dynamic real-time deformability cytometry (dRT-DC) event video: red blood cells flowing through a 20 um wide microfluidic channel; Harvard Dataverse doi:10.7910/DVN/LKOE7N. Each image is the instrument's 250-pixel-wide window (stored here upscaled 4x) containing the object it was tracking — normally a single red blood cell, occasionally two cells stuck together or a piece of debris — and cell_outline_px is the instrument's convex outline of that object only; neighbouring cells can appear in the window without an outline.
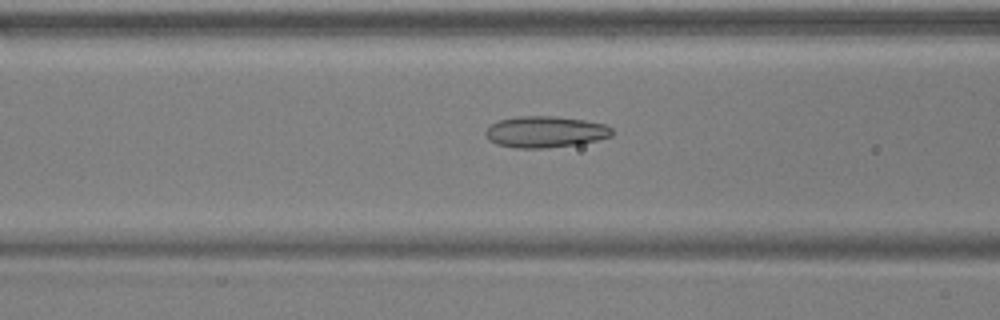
{"species": "common noctule bat (a hibernating species)", "species_latin": "Nyctalus noctula", "temperature_condition": "warm", "stored_images_in_passage": 54, "camera_frame_rate_fps": 3000, "um_per_image_px": 0.085, "animal": {"sex": "male", "body_mass_g": 17.9, "forearm_length_mm": 54.2}, "frame": {"image": 1, "passage_image": 22, "time_ms": 7.0, "image_size_px": [1000, 320], "cell_outline_px": [[612, 136], [580, 144], [548, 148], [516, 148], [496, 144], [488, 140], [484, 132], [492, 124], [500, 120], [520, 116], [556, 116], [584, 120], [604, 124], [612, 128]], "centroid_in_image_um": [46.35, 11.21], "position_along_channel_um": 120.3, "area_um2": 23.12}}
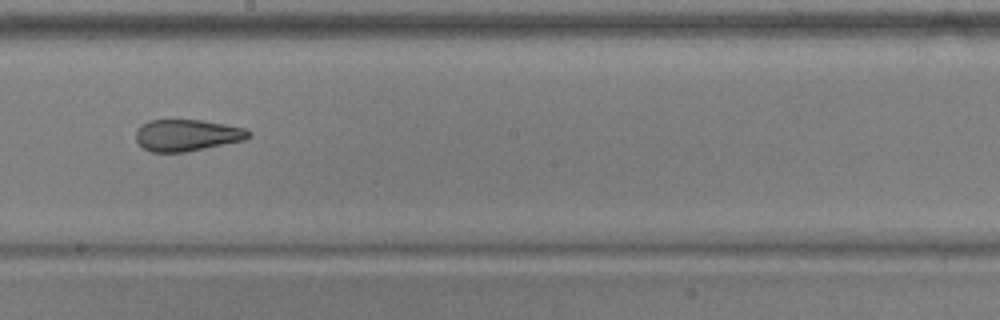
{"frame": {"image": 2, "passage_image": 31, "time_ms": 10.0, "image_size_px": [1000, 320], "cell_outline_px": [[252, 136], [244, 140], [184, 152], [152, 152], [144, 148], [136, 140], [136, 132], [148, 120], [200, 120], [224, 124], [244, 128], [252, 132]], "centroid_in_image_um": [15.92, 11.49], "position_along_channel_um": 232.3, "area_um2": 20.52}}
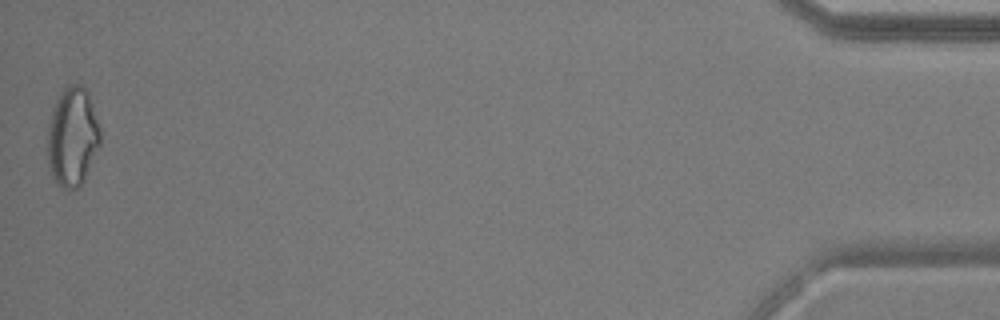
{"frame": {"image": 3, "passage_image": 54, "time_ms": 17.667, "image_size_px": [1000, 320], "cell_outline_px": [[100, 144], [84, 180], [76, 188], [64, 188], [56, 184], [52, 176], [48, 164], [48, 124], [52, 108], [64, 84], [80, 84], [88, 92], [100, 128]], "centroid_in_image_um": [6.15, 11.59], "position_along_channel_um": 429.1, "area_um2": 30.52}, "authors_computed_cell_mechanics": {"area_um2": 24.0448, "velocity_mm_per_s": 3.7352, "shape_relaxation_time_tau1_ms": null, "shape_relaxation_time_tau2_ms": 2.3518, "deformation_change_tau1": null, "deformation_change_tau2": 0.102}}